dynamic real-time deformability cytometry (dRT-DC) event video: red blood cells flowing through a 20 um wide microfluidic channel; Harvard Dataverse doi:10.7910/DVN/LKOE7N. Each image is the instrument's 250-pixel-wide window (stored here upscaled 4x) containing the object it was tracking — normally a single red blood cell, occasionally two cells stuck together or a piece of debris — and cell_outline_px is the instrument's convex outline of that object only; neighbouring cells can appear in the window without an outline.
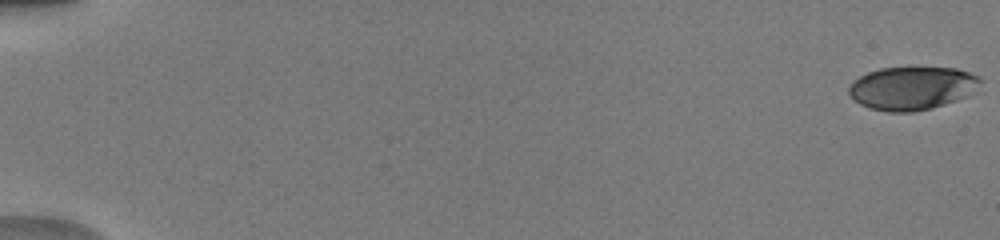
{"species": "human", "species_latin": "Homo sapiens", "temperature_condition": "warm", "stored_images_in_passage": 52, "camera_frame_rate_fps": 3000, "um_per_image_px": 0.085, "donor": {"sex": "male"}, "frame": {"image": 1, "passage_image": 1, "time_ms": 0.0, "image_size_px": [1000, 240], "cell_outline_px": [[984, 80], [968, 96], [932, 108], [912, 112], [888, 112], [868, 108], [860, 104], [848, 92], [848, 88], [860, 76], [868, 72], [880, 68], [956, 68], [980, 76]], "centroid_in_image_um": [77.55, 7.5], "position_along_channel_um": 7.4, "area_um2": 33.0}}
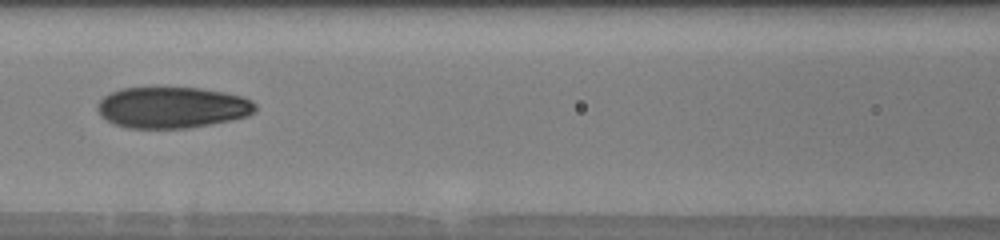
{"frame": {"image": 2, "passage_image": 26, "time_ms": 8.333, "image_size_px": [1000, 240], "cell_outline_px": [[256, 112], [248, 116], [232, 120], [188, 128], [128, 128], [116, 124], [100, 116], [96, 108], [100, 100], [104, 96], [120, 88], [200, 88], [224, 92], [244, 96], [252, 100], [256, 104]], "centroid_in_image_um": [14.67, 9.13], "position_along_channel_um": 151.9, "area_um2": 38.03}}
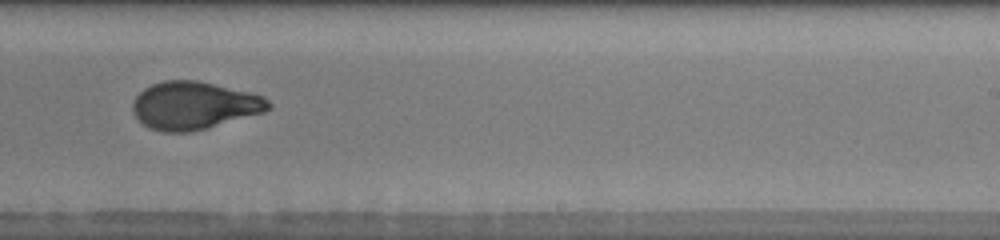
{"frame": {"image": 3, "passage_image": 35, "time_ms": 11.333, "image_size_px": [1000, 240], "cell_outline_px": [[272, 108], [264, 112], [208, 128], [192, 132], [164, 132], [148, 128], [132, 112], [132, 100], [144, 88], [152, 84], [164, 80], [196, 80], [252, 92], [264, 96], [272, 104]], "centroid_in_image_um": [16.51, 8.96], "position_along_channel_um": 272.5, "area_um2": 38.09}, "authors_computed_cell_mechanics": {"area_um2": 36.9342, "velocity_mm_per_s": 4.0323, "shape_relaxation_time_tau1_ms": 5.6247, "shape_relaxation_time_tau2_ms": 1.1653, "deformation_change_tau1": 0.2162, "deformation_change_tau2": 0.065}}